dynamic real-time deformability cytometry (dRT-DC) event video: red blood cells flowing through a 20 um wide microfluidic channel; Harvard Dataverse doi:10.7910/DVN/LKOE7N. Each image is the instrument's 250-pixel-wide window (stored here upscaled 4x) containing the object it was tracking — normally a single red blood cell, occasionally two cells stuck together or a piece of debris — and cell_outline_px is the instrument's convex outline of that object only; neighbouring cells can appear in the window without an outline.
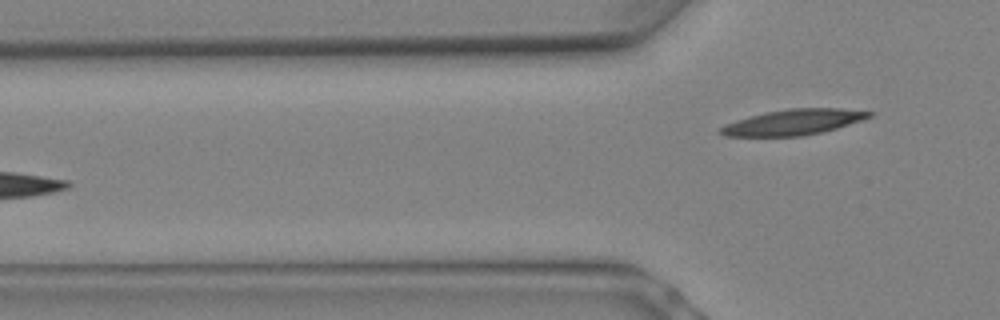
{"species": "Egyptian fruit bat (a non-hibernating species)", "species_latin": "Rousettus aegyptiacus", "temperature_condition": "warm", "stored_images_in_passage": 8, "segment_of_instrument_passage": [2, 2], "camera_frame_rate_fps": 3000, "um_per_image_px": 0.085, "animal": {"sex": "female"}, "frame": {"image": 1, "passage_image": 8, "time_ms": 2.333, "image_size_px": [1000, 320], "cell_outline_px": [[872, 116], [864, 120], [836, 128], [804, 136], [724, 136], [720, 132], [720, 128], [724, 124], [736, 120], [768, 112], [788, 108], [840, 108], [872, 112]], "centroid_in_image_um": [67.46, 10.38], "position_along_channel_um": 58.3, "area_um2": 21.96}}